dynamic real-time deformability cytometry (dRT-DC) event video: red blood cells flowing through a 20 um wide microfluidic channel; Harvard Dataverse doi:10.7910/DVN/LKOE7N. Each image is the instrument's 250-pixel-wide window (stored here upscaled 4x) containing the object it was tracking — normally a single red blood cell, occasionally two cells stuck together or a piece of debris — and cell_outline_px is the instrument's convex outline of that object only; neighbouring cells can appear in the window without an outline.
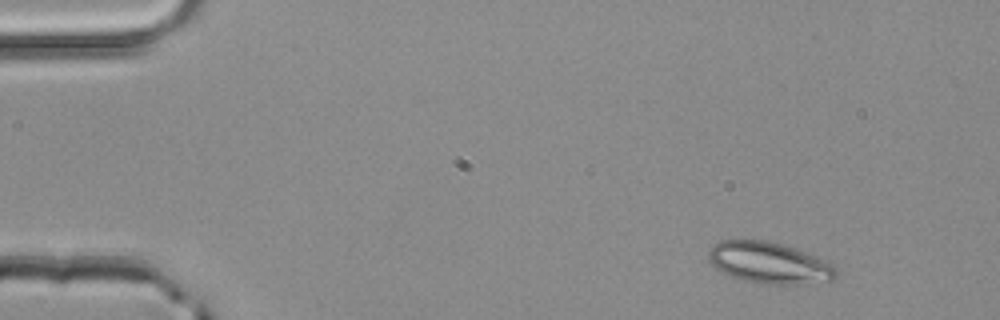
{"species": "common noctule bat (a hibernating species)", "species_latin": "Nyctalus noctula", "temperature_condition": "room temperature", "stored_images_in_passage": 2, "camera_frame_rate_fps": 3000, "um_per_image_px": 0.085, "animal": {"sex": "male", "body_mass_g": 20.4}, "frame": {"image": 1, "passage_image": 1, "time_ms": 0.0, "image_size_px": [1000, 320], "cell_outline_px": [[840, 272], [832, 280], [804, 284], [764, 284], [744, 280], [732, 276], [716, 268], [708, 260], [708, 252], [712, 244], [720, 240], [768, 240], [804, 252], [824, 260], [832, 264]], "centroid_in_image_um": [65.37, 22.34], "position_along_channel_um": 19.6, "area_um2": 30.63}}